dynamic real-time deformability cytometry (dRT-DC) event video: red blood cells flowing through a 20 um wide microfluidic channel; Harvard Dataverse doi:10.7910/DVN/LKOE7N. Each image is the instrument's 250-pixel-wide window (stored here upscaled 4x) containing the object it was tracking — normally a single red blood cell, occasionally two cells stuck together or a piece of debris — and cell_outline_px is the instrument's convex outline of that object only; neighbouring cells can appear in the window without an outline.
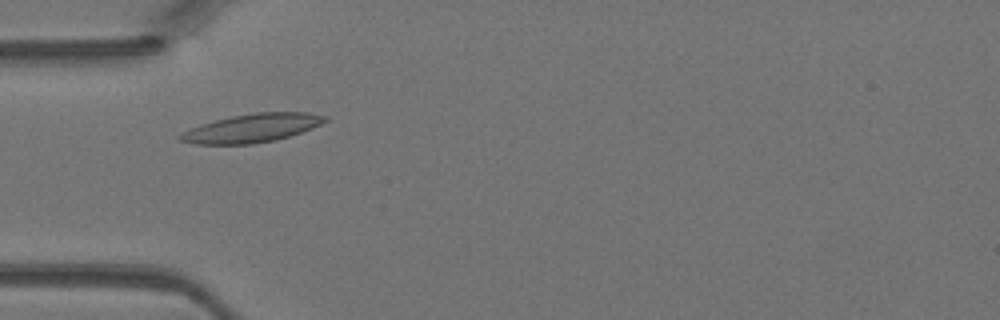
{"species": "Egyptian fruit bat (a non-hibernating species)", "species_latin": "Rousettus aegyptiacus", "temperature_condition": "warm", "stored_images_in_passage": 22, "camera_frame_rate_fps": 3000, "um_per_image_px": 0.085, "animal": {"sex": "female"}, "frame": {"image": 1, "passage_image": 4, "time_ms": 1.0, "image_size_px": [1000, 320], "cell_outline_px": [[328, 120], [312, 128], [276, 140], [252, 144], [196, 144], [180, 140], [176, 136], [180, 132], [200, 124], [232, 116], [256, 112], [308, 112], [328, 116]], "centroid_in_image_um": [21.4, 10.88], "position_along_channel_um": 63.6, "area_um2": 24.04}}
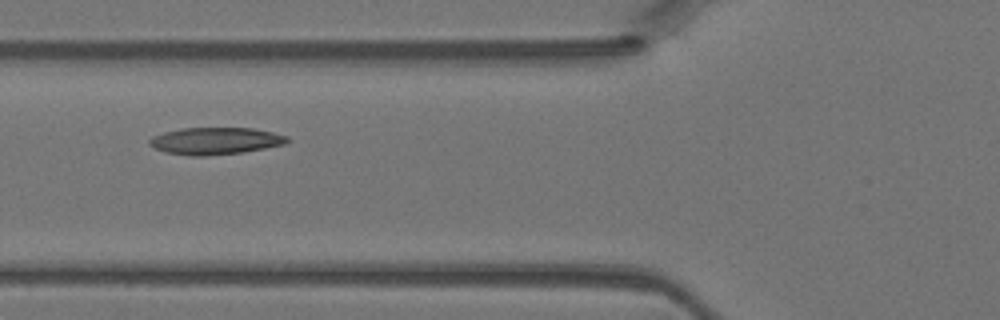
{"frame": {"image": 2, "passage_image": 7, "time_ms": 2.0, "image_size_px": [1000, 320], "cell_outline_px": [[292, 140], [284, 144], [264, 148], [240, 152], [204, 156], [188, 156], [164, 152], [148, 144], [148, 140], [152, 136], [164, 132], [180, 128], [252, 128], [272, 132], [288, 136]], "centroid_in_image_um": [18.28, 11.97], "position_along_channel_um": 107.5, "area_um2": 21.73}}
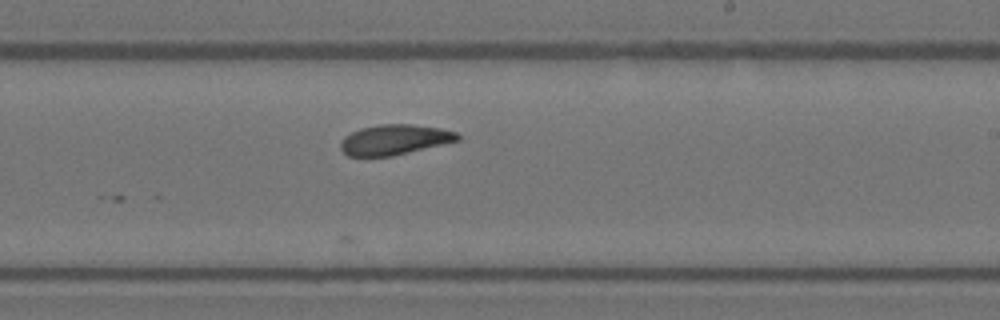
{"frame": {"image": 3, "passage_image": 17, "time_ms": 5.333, "image_size_px": [1000, 320], "cell_outline_px": [[460, 140], [392, 156], [348, 156], [340, 148], [340, 140], [344, 136], [360, 128], [380, 124], [412, 124], [440, 128], [456, 132], [460, 136]], "centroid_in_image_um": [33.51, 11.87], "position_along_channel_um": 255.5, "area_um2": 20.58}}